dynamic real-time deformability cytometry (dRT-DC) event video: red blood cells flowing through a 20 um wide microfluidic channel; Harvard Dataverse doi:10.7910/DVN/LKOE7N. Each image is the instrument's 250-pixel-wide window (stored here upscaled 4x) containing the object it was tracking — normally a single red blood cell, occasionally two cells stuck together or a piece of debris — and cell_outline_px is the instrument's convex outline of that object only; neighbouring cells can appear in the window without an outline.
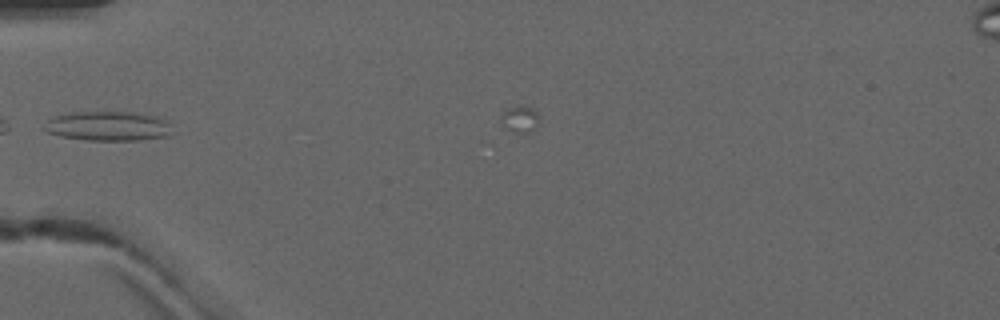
{"species": "common noctule bat (a hibernating species)", "species_latin": "Nyctalus noctula", "temperature_condition": "warm", "stored_images_in_passage": 5, "camera_frame_rate_fps": 3000, "um_per_image_px": 0.085, "animal": {"sex": "male", "forearm_length_mm": 52.5}, "frame": {"image": 1, "passage_image": 5, "time_ms": 4.667, "image_size_px": [1000, 320], "cell_outline_px": [[168, 136], [140, 140], [84, 140], [60, 136], [48, 132], [40, 128], [52, 116], [72, 112], [136, 112], [156, 116], [164, 120], [168, 124]], "centroid_in_image_um": [9.09, 10.71], "position_along_channel_um": 75.9, "area_um2": 21.96}}